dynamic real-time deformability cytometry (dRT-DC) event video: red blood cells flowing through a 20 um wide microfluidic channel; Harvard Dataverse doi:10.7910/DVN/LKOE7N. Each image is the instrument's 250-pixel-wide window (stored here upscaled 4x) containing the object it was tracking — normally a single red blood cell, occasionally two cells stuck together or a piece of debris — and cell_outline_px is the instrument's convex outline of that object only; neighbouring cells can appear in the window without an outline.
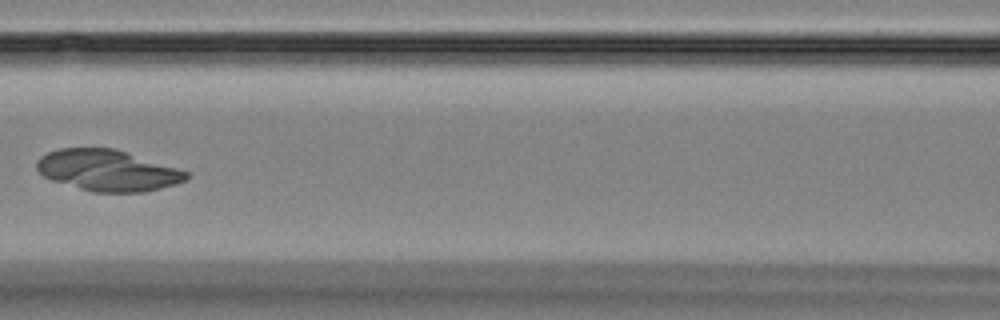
{"species": "Egyptian fruit bat (a non-hibernating species)", "species_latin": "Rousettus aegyptiacus", "temperature_condition": "room temperature", "stored_images_in_passage": 8, "camera_frame_rate_fps": 3000, "um_per_image_px": 0.085, "animal": {"sex": "female"}, "frame": {"image": 1, "passage_image": 7, "time_ms": 7.0, "image_size_px": [1000, 320], "cell_outline_px": [[192, 176], [188, 180], [176, 184], [144, 192], [92, 192], [52, 180], [44, 176], [36, 168], [36, 160], [40, 156], [48, 152], [60, 148], [116, 148], [188, 172]], "centroid_in_image_um": [9.16, 14.48], "position_along_channel_um": 157.4, "area_um2": 35.89}}
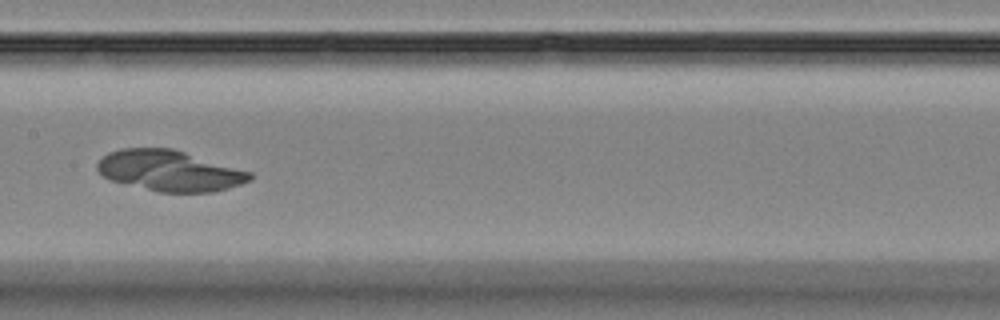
{"frame": {"image": 2, "passage_image": 8, "time_ms": 8.0, "image_size_px": [1000, 320], "cell_outline_px": [[252, 180], [228, 188], [212, 192], [160, 192], [108, 180], [96, 168], [96, 164], [108, 152], [120, 148], [172, 148], [252, 172]], "centroid_in_image_um": [14.4, 14.51], "position_along_channel_um": 193.0, "area_um2": 36.18}}